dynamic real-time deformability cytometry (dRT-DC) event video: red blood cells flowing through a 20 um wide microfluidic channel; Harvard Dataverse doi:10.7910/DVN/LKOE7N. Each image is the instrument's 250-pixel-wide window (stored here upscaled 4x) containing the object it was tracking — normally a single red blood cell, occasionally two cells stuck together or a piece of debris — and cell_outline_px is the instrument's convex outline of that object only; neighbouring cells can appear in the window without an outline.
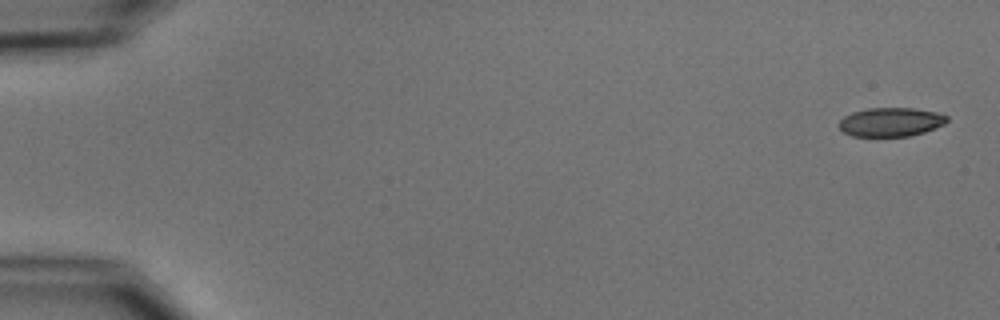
{"species": "common noctule bat (a hibernating species)", "species_latin": "Nyctalus noctula", "temperature_condition": "cold", "stored_images_in_passage": 5, "camera_frame_rate_fps": 3000, "um_per_image_px": 0.085, "animal": {"sex": "male", "body_mass_g": 15.6}, "frame": {"image": 1, "passage_image": 1, "time_ms": 0.0, "image_size_px": [1000, 320], "cell_outline_px": [[948, 120], [944, 124], [924, 132], [908, 136], [852, 136], [844, 132], [840, 128], [840, 120], [844, 116], [852, 112], [868, 108], [912, 108], [936, 112], [948, 116]], "centroid_in_image_um": [75.72, 10.37], "position_along_channel_um": 9.3, "area_um2": 18.03}}
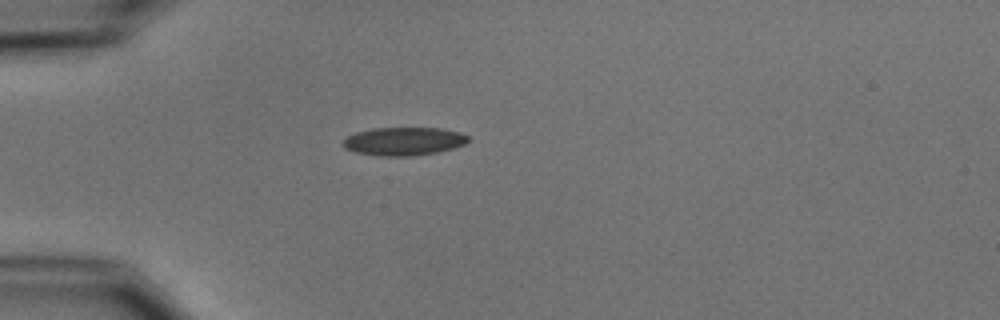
{"frame": {"image": 2, "passage_image": 5, "time_ms": 4.667, "image_size_px": [1000, 320], "cell_outline_px": [[468, 140], [464, 144], [452, 148], [436, 152], [412, 156], [380, 156], [356, 152], [344, 148], [344, 140], [348, 136], [356, 132], [372, 128], [440, 128], [460, 132], [468, 136]], "centroid_in_image_um": [34.31, 12.0], "position_along_channel_um": 50.7, "area_um2": 20.4}}